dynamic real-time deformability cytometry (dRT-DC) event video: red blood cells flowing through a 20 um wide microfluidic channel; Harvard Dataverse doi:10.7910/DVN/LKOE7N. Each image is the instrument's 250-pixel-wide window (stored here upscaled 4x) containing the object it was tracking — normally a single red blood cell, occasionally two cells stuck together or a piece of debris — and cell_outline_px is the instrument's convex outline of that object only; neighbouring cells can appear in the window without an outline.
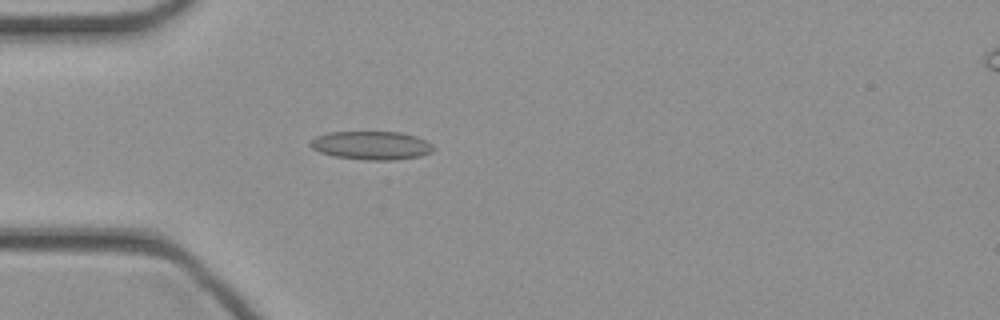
{"species": "common noctule bat (a hibernating species)", "species_latin": "Nyctalus noctula", "temperature_condition": "cold", "stored_images_in_passage": 42, "camera_frame_rate_fps": 3000, "um_per_image_px": 0.085, "animal": {"sex": "female", "body_mass_g": 21.9}, "frame": {"image": 1, "passage_image": 10, "time_ms": 3.0, "image_size_px": [1000, 320], "cell_outline_px": [[436, 148], [432, 152], [420, 156], [392, 160], [368, 160], [332, 156], [320, 152], [312, 148], [308, 144], [316, 136], [328, 132], [400, 132], [416, 136], [432, 144]], "centroid_in_image_um": [31.57, 12.36], "position_along_channel_um": 53.4, "area_um2": 20.46}}
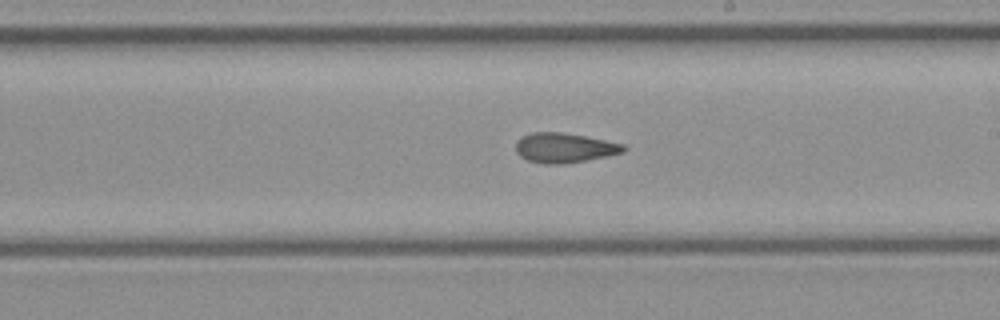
{"frame": {"image": 2, "passage_image": 23, "time_ms": 7.333, "image_size_px": [1000, 320], "cell_outline_px": [[628, 148], [624, 152], [608, 156], [564, 164], [544, 164], [528, 160], [520, 156], [516, 152], [516, 140], [532, 132], [564, 132], [624, 144]], "centroid_in_image_um": [47.98, 12.57], "position_along_channel_um": 241.0, "area_um2": 18.73}}
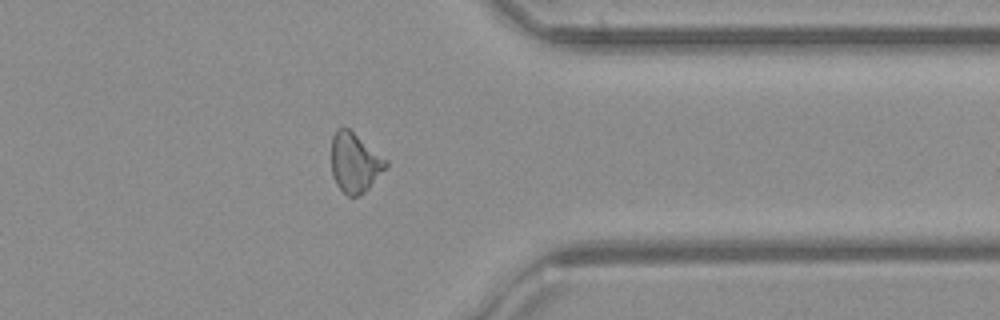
{"frame": {"image": 3, "passage_image": 33, "time_ms": 10.667, "image_size_px": [1000, 320], "cell_outline_px": [[388, 164], [368, 188], [364, 192], [356, 196], [348, 196], [336, 184], [332, 176], [332, 136], [336, 128], [348, 128], [388, 160]], "centroid_in_image_um": [30.14, 13.81], "position_along_channel_um": 381.3, "area_um2": 18.61}}